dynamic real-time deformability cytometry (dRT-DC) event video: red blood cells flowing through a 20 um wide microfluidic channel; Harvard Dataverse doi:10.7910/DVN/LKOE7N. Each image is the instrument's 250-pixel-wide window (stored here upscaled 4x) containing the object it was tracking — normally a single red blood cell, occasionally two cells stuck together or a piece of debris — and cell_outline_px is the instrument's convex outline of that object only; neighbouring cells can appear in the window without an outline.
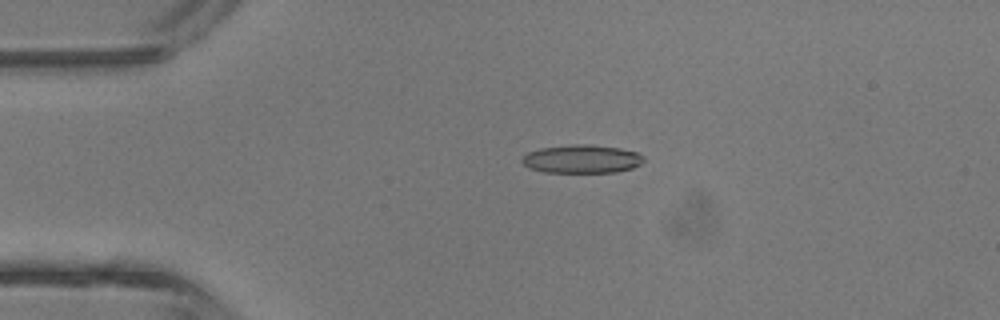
{"species": "common noctule bat (a hibernating species)", "species_latin": "Nyctalus noctula", "temperature_condition": "room temperature", "stored_images_in_passage": 3, "camera_frame_rate_fps": 3000, "um_per_image_px": 0.085, "animal": {"sex": "male", "body_mass_g": 13.3}, "frame": {"image": 1, "passage_image": 2, "time_ms": 1.333, "image_size_px": [1000, 320], "cell_outline_px": [[644, 160], [640, 164], [632, 168], [616, 172], [544, 172], [528, 168], [520, 160], [528, 152], [540, 148], [572, 144], [588, 144], [620, 148], [636, 152], [644, 156]], "centroid_in_image_um": [49.44, 13.51], "position_along_channel_um": 35.6, "area_um2": 20.11}}